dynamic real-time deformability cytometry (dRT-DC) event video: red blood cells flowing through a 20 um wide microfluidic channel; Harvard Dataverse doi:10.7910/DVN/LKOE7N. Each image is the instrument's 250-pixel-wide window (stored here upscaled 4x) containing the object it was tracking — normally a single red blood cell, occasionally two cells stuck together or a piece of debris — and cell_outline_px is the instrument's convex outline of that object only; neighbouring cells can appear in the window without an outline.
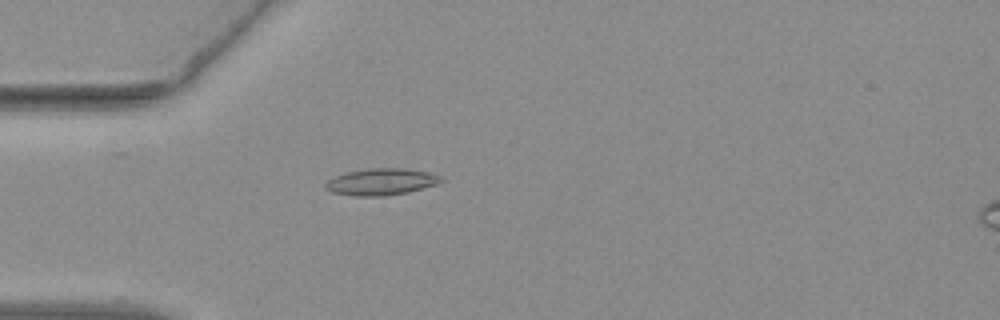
{"species": "common noctule bat (a hibernating species)", "species_latin": "Nyctalus noctula", "temperature_condition": "warm", "stored_images_in_passage": 55, "camera_frame_rate_fps": 3000, "um_per_image_px": 0.085, "animal": {"sex": "female", "body_mass_g": 19.3, "forearm_length_mm": 54.1}, "frame": {"image": 1, "passage_image": 16, "time_ms": 5.0, "image_size_px": [1000, 320], "cell_outline_px": [[444, 180], [436, 184], [408, 192], [384, 196], [356, 196], [332, 192], [324, 188], [324, 184], [328, 180], [344, 172], [368, 168], [404, 168], [428, 172], [444, 176]], "centroid_in_image_um": [32.4, 15.44], "position_along_channel_um": 52.6, "area_um2": 18.09}}
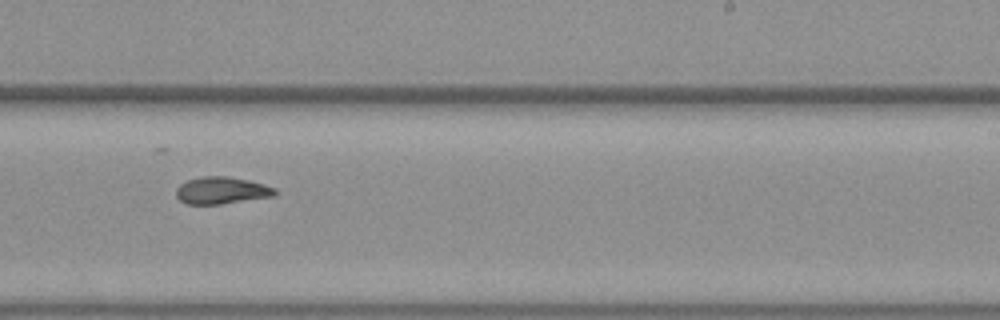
{"frame": {"image": 2, "passage_image": 34, "time_ms": 11.0, "image_size_px": [1000, 320], "cell_outline_px": [[276, 196], [220, 204], [184, 204], [176, 196], [176, 188], [180, 184], [188, 180], [204, 176], [228, 176], [248, 180], [264, 184], [276, 188]], "centroid_in_image_um": [18.84, 16.19], "position_along_channel_um": 270.2, "area_um2": 15.66}}
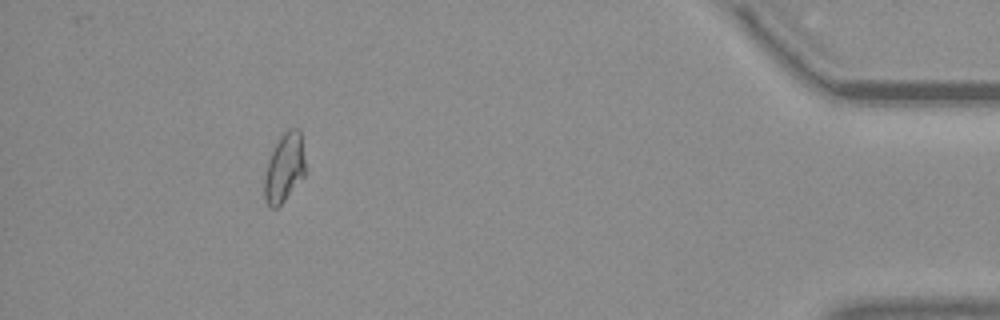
{"frame": {"image": 3, "passage_image": 50, "time_ms": 16.333, "image_size_px": [1000, 320], "cell_outline_px": [[304, 176], [284, 200], [276, 208], [272, 208], [264, 200], [264, 176], [272, 152], [280, 136], [288, 128], [300, 128], [304, 160]], "centroid_in_image_um": [24.16, 14.25], "position_along_channel_um": 411.0, "area_um2": 16.07}, "authors_computed_cell_mechanics": {"area_um2": 16.3574, "velocity_mm_per_s": 3.7828, "shape_relaxation_time_tau1_ms": null, "shape_relaxation_time_tau2_ms": 1.7508, "deformation_change_tau1": null, "deformation_change_tau2": 0.0599}}